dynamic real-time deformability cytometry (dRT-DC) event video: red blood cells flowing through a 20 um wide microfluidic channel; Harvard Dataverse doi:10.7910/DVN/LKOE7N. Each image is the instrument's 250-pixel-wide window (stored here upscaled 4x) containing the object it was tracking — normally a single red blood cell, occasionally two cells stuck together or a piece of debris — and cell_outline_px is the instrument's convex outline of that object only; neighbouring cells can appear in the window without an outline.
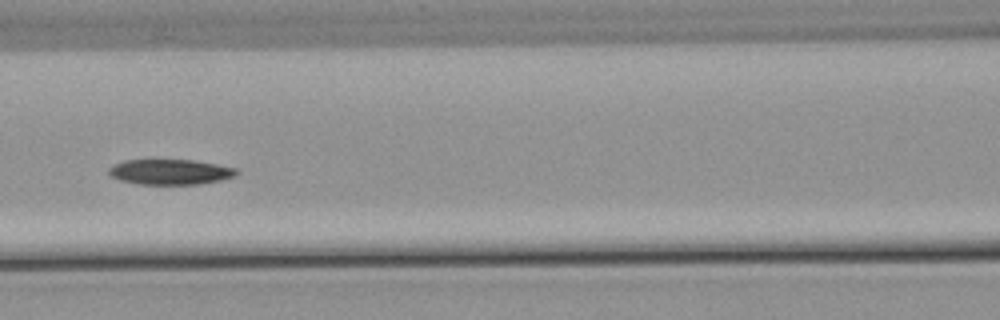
{"species": "common noctule bat (a hibernating species)", "species_latin": "Nyctalus noctula", "temperature_condition": "warm", "stored_images_in_passage": 5, "camera_frame_rate_fps": 3000, "um_per_image_px": 0.085, "animal": {"sex": "male", "body_mass_g": 21.5, "forearm_length_mm": 52.0}, "frame": {"image": 1, "passage_image": 5, "time_ms": 5.0, "image_size_px": [1000, 320], "cell_outline_px": [[240, 172], [236, 176], [220, 180], [200, 184], [140, 184], [120, 180], [112, 176], [108, 172], [108, 168], [112, 164], [124, 160], [192, 160], [216, 164], [236, 168]], "centroid_in_image_um": [14.47, 14.61], "position_along_channel_um": 152.1, "area_um2": 18.84}}